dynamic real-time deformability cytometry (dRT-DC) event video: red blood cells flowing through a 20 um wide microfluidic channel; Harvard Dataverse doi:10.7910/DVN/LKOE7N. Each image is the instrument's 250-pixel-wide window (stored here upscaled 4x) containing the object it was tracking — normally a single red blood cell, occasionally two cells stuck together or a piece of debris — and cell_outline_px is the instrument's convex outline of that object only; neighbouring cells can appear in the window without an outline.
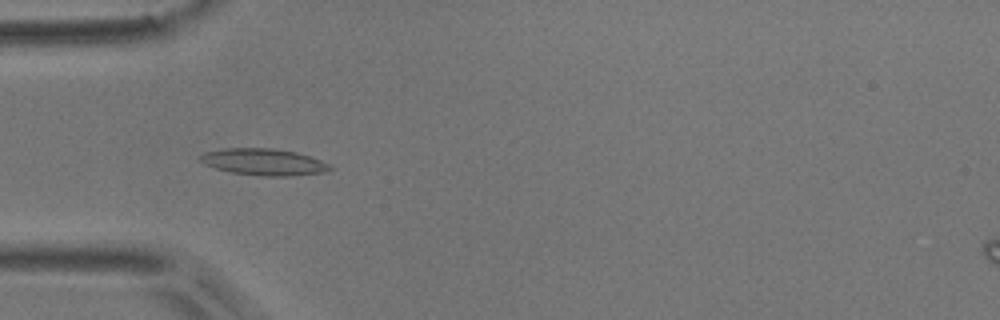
{"species": "common noctule bat (a hibernating species)", "species_latin": "Nyctalus noctula", "temperature_condition": "room temperature", "stored_images_in_passage": 8, "camera_frame_rate_fps": 3000, "um_per_image_px": 0.085, "animal": {"sex": "male", "body_mass_g": 17.9}, "frame": {"image": 1, "passage_image": 4, "time_ms": 1.0, "image_size_px": [1000, 320], "cell_outline_px": [[336, 168], [324, 172], [288, 176], [264, 176], [232, 172], [216, 168], [204, 164], [200, 160], [200, 156], [204, 152], [220, 148], [276, 148], [296, 152], [320, 160]], "centroid_in_image_um": [22.41, 13.76], "position_along_channel_um": 62.6, "area_um2": 20.11}}
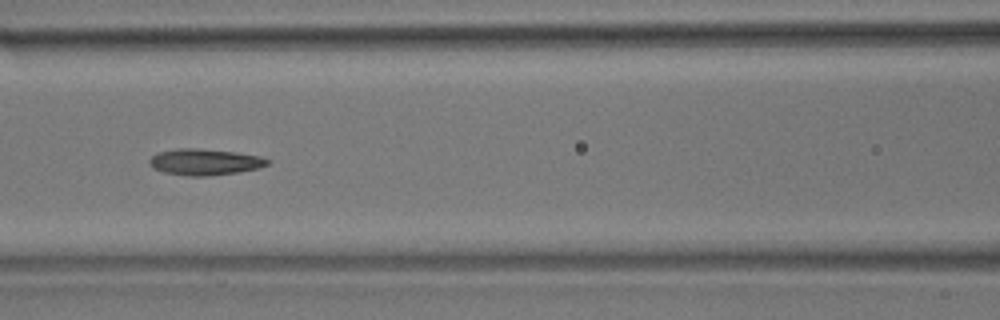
{"frame": {"image": 2, "passage_image": 6, "time_ms": 1.667, "image_size_px": [1000, 320], "cell_outline_px": [[272, 160], [268, 164], [260, 168], [236, 172], [208, 176], [188, 176], [164, 172], [152, 168], [148, 164], [148, 160], [152, 156], [160, 152], [180, 148], [192, 148], [236, 152], [260, 156]], "centroid_in_image_um": [17.41, 13.77], "position_along_channel_um": 149.2, "area_um2": 18.03}}
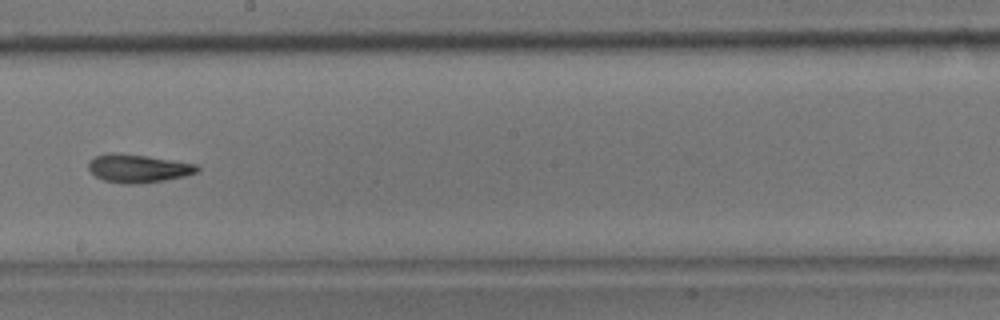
{"frame": {"image": 3, "passage_image": 8, "time_ms": 2.333, "image_size_px": [1000, 320], "cell_outline_px": [[200, 172], [184, 176], [164, 180], [136, 184], [124, 184], [104, 180], [96, 176], [88, 168], [88, 160], [96, 156], [112, 152], [144, 156], [172, 160], [196, 164], [200, 168]], "centroid_in_image_um": [11.74, 14.32], "position_along_channel_um": 236.5, "area_um2": 17.74}}